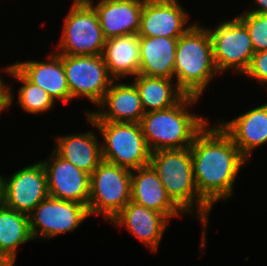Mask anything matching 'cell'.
I'll return each instance as SVG.
<instances>
[{"label": "cell", "instance_id": "6da1fadb", "mask_svg": "<svg viewBox=\"0 0 267 266\" xmlns=\"http://www.w3.org/2000/svg\"><path fill=\"white\" fill-rule=\"evenodd\" d=\"M206 125L190 146L192 170L199 196L212 208L233 197V184L247 159L217 123Z\"/></svg>", "mask_w": 267, "mask_h": 266}, {"label": "cell", "instance_id": "7a4b0ae2", "mask_svg": "<svg viewBox=\"0 0 267 266\" xmlns=\"http://www.w3.org/2000/svg\"><path fill=\"white\" fill-rule=\"evenodd\" d=\"M150 165L157 172L168 196L185 213L193 214L202 223V242L206 246L208 217L212 209L198 194L192 170L190 147L151 152ZM195 207V209H193ZM193 212V213H192Z\"/></svg>", "mask_w": 267, "mask_h": 266}, {"label": "cell", "instance_id": "3957f363", "mask_svg": "<svg viewBox=\"0 0 267 266\" xmlns=\"http://www.w3.org/2000/svg\"><path fill=\"white\" fill-rule=\"evenodd\" d=\"M198 99L186 95L169 109L146 112L142 116L139 124L151 152L191 146L195 136L209 124L202 115L197 116L187 110Z\"/></svg>", "mask_w": 267, "mask_h": 266}, {"label": "cell", "instance_id": "277c9868", "mask_svg": "<svg viewBox=\"0 0 267 266\" xmlns=\"http://www.w3.org/2000/svg\"><path fill=\"white\" fill-rule=\"evenodd\" d=\"M220 74L216 68L208 29L195 23L178 38L174 79L186 94L200 98L211 79Z\"/></svg>", "mask_w": 267, "mask_h": 266}, {"label": "cell", "instance_id": "5b68a950", "mask_svg": "<svg viewBox=\"0 0 267 266\" xmlns=\"http://www.w3.org/2000/svg\"><path fill=\"white\" fill-rule=\"evenodd\" d=\"M86 116V121L96 127L103 136V161L130 170L150 164L151 151L139 123L93 121Z\"/></svg>", "mask_w": 267, "mask_h": 266}, {"label": "cell", "instance_id": "8992f818", "mask_svg": "<svg viewBox=\"0 0 267 266\" xmlns=\"http://www.w3.org/2000/svg\"><path fill=\"white\" fill-rule=\"evenodd\" d=\"M132 170L102 161L90 175L89 216L111 221L131 201Z\"/></svg>", "mask_w": 267, "mask_h": 266}, {"label": "cell", "instance_id": "52a82bcc", "mask_svg": "<svg viewBox=\"0 0 267 266\" xmlns=\"http://www.w3.org/2000/svg\"><path fill=\"white\" fill-rule=\"evenodd\" d=\"M63 23L56 53L73 56L103 54L106 38L92 5L71 6Z\"/></svg>", "mask_w": 267, "mask_h": 266}, {"label": "cell", "instance_id": "ba28073f", "mask_svg": "<svg viewBox=\"0 0 267 266\" xmlns=\"http://www.w3.org/2000/svg\"><path fill=\"white\" fill-rule=\"evenodd\" d=\"M216 68L221 74L232 69L244 74L255 51L246 26L236 17L208 29Z\"/></svg>", "mask_w": 267, "mask_h": 266}, {"label": "cell", "instance_id": "9c48e42d", "mask_svg": "<svg viewBox=\"0 0 267 266\" xmlns=\"http://www.w3.org/2000/svg\"><path fill=\"white\" fill-rule=\"evenodd\" d=\"M65 70L71 100L80 96L98 105L114 79L110 76L102 55H64Z\"/></svg>", "mask_w": 267, "mask_h": 266}, {"label": "cell", "instance_id": "30bf717a", "mask_svg": "<svg viewBox=\"0 0 267 266\" xmlns=\"http://www.w3.org/2000/svg\"><path fill=\"white\" fill-rule=\"evenodd\" d=\"M89 216L85 205L48 196L29 214L33 240L72 232Z\"/></svg>", "mask_w": 267, "mask_h": 266}, {"label": "cell", "instance_id": "8fae6325", "mask_svg": "<svg viewBox=\"0 0 267 266\" xmlns=\"http://www.w3.org/2000/svg\"><path fill=\"white\" fill-rule=\"evenodd\" d=\"M47 179L49 196L88 206L90 174L66 161L54 151L41 161Z\"/></svg>", "mask_w": 267, "mask_h": 266}, {"label": "cell", "instance_id": "7c38bea8", "mask_svg": "<svg viewBox=\"0 0 267 266\" xmlns=\"http://www.w3.org/2000/svg\"><path fill=\"white\" fill-rule=\"evenodd\" d=\"M3 179L5 206L17 212L29 215L49 196L46 173L41 161Z\"/></svg>", "mask_w": 267, "mask_h": 266}, {"label": "cell", "instance_id": "4fadbf2b", "mask_svg": "<svg viewBox=\"0 0 267 266\" xmlns=\"http://www.w3.org/2000/svg\"><path fill=\"white\" fill-rule=\"evenodd\" d=\"M188 14L178 0H144L137 34L143 37L179 38L194 25L186 26Z\"/></svg>", "mask_w": 267, "mask_h": 266}, {"label": "cell", "instance_id": "5bb4252c", "mask_svg": "<svg viewBox=\"0 0 267 266\" xmlns=\"http://www.w3.org/2000/svg\"><path fill=\"white\" fill-rule=\"evenodd\" d=\"M114 82L98 104V109L100 107L103 111H86V115L93 121L139 123L145 111L136 86Z\"/></svg>", "mask_w": 267, "mask_h": 266}, {"label": "cell", "instance_id": "9a60e30c", "mask_svg": "<svg viewBox=\"0 0 267 266\" xmlns=\"http://www.w3.org/2000/svg\"><path fill=\"white\" fill-rule=\"evenodd\" d=\"M110 222L126 227L137 240L156 252L169 220L162 213L130 201Z\"/></svg>", "mask_w": 267, "mask_h": 266}, {"label": "cell", "instance_id": "2e32d148", "mask_svg": "<svg viewBox=\"0 0 267 266\" xmlns=\"http://www.w3.org/2000/svg\"><path fill=\"white\" fill-rule=\"evenodd\" d=\"M131 201L162 213L168 220L179 214L185 215L168 196L157 172L150 164L132 170Z\"/></svg>", "mask_w": 267, "mask_h": 266}, {"label": "cell", "instance_id": "e0dca14e", "mask_svg": "<svg viewBox=\"0 0 267 266\" xmlns=\"http://www.w3.org/2000/svg\"><path fill=\"white\" fill-rule=\"evenodd\" d=\"M144 0H100L92 4L104 37L137 34Z\"/></svg>", "mask_w": 267, "mask_h": 266}, {"label": "cell", "instance_id": "ac0fdd59", "mask_svg": "<svg viewBox=\"0 0 267 266\" xmlns=\"http://www.w3.org/2000/svg\"><path fill=\"white\" fill-rule=\"evenodd\" d=\"M47 61L28 60L13 64L30 82L42 88L54 101L68 103L71 100L62 54L54 52Z\"/></svg>", "mask_w": 267, "mask_h": 266}, {"label": "cell", "instance_id": "d6986e66", "mask_svg": "<svg viewBox=\"0 0 267 266\" xmlns=\"http://www.w3.org/2000/svg\"><path fill=\"white\" fill-rule=\"evenodd\" d=\"M219 126L231 137L248 160L254 149L267 143V103L253 108Z\"/></svg>", "mask_w": 267, "mask_h": 266}, {"label": "cell", "instance_id": "ffe728a7", "mask_svg": "<svg viewBox=\"0 0 267 266\" xmlns=\"http://www.w3.org/2000/svg\"><path fill=\"white\" fill-rule=\"evenodd\" d=\"M178 38L139 36L140 68L144 76L174 79Z\"/></svg>", "mask_w": 267, "mask_h": 266}, {"label": "cell", "instance_id": "44dd1931", "mask_svg": "<svg viewBox=\"0 0 267 266\" xmlns=\"http://www.w3.org/2000/svg\"><path fill=\"white\" fill-rule=\"evenodd\" d=\"M92 130L86 133L58 136L54 152L77 168L92 174L103 161L101 143Z\"/></svg>", "mask_w": 267, "mask_h": 266}, {"label": "cell", "instance_id": "7402d4cb", "mask_svg": "<svg viewBox=\"0 0 267 266\" xmlns=\"http://www.w3.org/2000/svg\"><path fill=\"white\" fill-rule=\"evenodd\" d=\"M102 57L114 80L127 75L136 77L140 68L139 35L130 34L106 39Z\"/></svg>", "mask_w": 267, "mask_h": 266}, {"label": "cell", "instance_id": "603a6c76", "mask_svg": "<svg viewBox=\"0 0 267 266\" xmlns=\"http://www.w3.org/2000/svg\"><path fill=\"white\" fill-rule=\"evenodd\" d=\"M172 80L141 74L134 77L132 83L138 90L145 113L169 109L186 96Z\"/></svg>", "mask_w": 267, "mask_h": 266}, {"label": "cell", "instance_id": "cb8c5ba5", "mask_svg": "<svg viewBox=\"0 0 267 266\" xmlns=\"http://www.w3.org/2000/svg\"><path fill=\"white\" fill-rule=\"evenodd\" d=\"M32 239L29 215L4 205L0 209V258L14 266L17 247Z\"/></svg>", "mask_w": 267, "mask_h": 266}, {"label": "cell", "instance_id": "d4e9b609", "mask_svg": "<svg viewBox=\"0 0 267 266\" xmlns=\"http://www.w3.org/2000/svg\"><path fill=\"white\" fill-rule=\"evenodd\" d=\"M7 74L18 79L23 86L18 90V102L23 111L37 114L51 110L54 99L39 86L30 82L13 64L3 68Z\"/></svg>", "mask_w": 267, "mask_h": 266}, {"label": "cell", "instance_id": "484cf974", "mask_svg": "<svg viewBox=\"0 0 267 266\" xmlns=\"http://www.w3.org/2000/svg\"><path fill=\"white\" fill-rule=\"evenodd\" d=\"M236 17L246 26L254 51L267 50V13L244 12Z\"/></svg>", "mask_w": 267, "mask_h": 266}, {"label": "cell", "instance_id": "4316f807", "mask_svg": "<svg viewBox=\"0 0 267 266\" xmlns=\"http://www.w3.org/2000/svg\"><path fill=\"white\" fill-rule=\"evenodd\" d=\"M244 74L246 77L256 79L260 84H267V50L254 53Z\"/></svg>", "mask_w": 267, "mask_h": 266}, {"label": "cell", "instance_id": "83f0119b", "mask_svg": "<svg viewBox=\"0 0 267 266\" xmlns=\"http://www.w3.org/2000/svg\"><path fill=\"white\" fill-rule=\"evenodd\" d=\"M1 77L2 76L0 75V113L1 111L8 109L15 99L13 93H11L10 86L5 84Z\"/></svg>", "mask_w": 267, "mask_h": 266}, {"label": "cell", "instance_id": "f1b7e54d", "mask_svg": "<svg viewBox=\"0 0 267 266\" xmlns=\"http://www.w3.org/2000/svg\"><path fill=\"white\" fill-rule=\"evenodd\" d=\"M255 3L257 4V8H253L251 10H247L245 12H252V13H267V0H255Z\"/></svg>", "mask_w": 267, "mask_h": 266}, {"label": "cell", "instance_id": "f546056e", "mask_svg": "<svg viewBox=\"0 0 267 266\" xmlns=\"http://www.w3.org/2000/svg\"><path fill=\"white\" fill-rule=\"evenodd\" d=\"M0 173V209L5 205V198H4V179L3 175Z\"/></svg>", "mask_w": 267, "mask_h": 266}, {"label": "cell", "instance_id": "4dcf8cb0", "mask_svg": "<svg viewBox=\"0 0 267 266\" xmlns=\"http://www.w3.org/2000/svg\"><path fill=\"white\" fill-rule=\"evenodd\" d=\"M93 3V0H73L72 6H91Z\"/></svg>", "mask_w": 267, "mask_h": 266}, {"label": "cell", "instance_id": "1f68e13d", "mask_svg": "<svg viewBox=\"0 0 267 266\" xmlns=\"http://www.w3.org/2000/svg\"><path fill=\"white\" fill-rule=\"evenodd\" d=\"M0 266H13L9 261L0 258Z\"/></svg>", "mask_w": 267, "mask_h": 266}]
</instances>
